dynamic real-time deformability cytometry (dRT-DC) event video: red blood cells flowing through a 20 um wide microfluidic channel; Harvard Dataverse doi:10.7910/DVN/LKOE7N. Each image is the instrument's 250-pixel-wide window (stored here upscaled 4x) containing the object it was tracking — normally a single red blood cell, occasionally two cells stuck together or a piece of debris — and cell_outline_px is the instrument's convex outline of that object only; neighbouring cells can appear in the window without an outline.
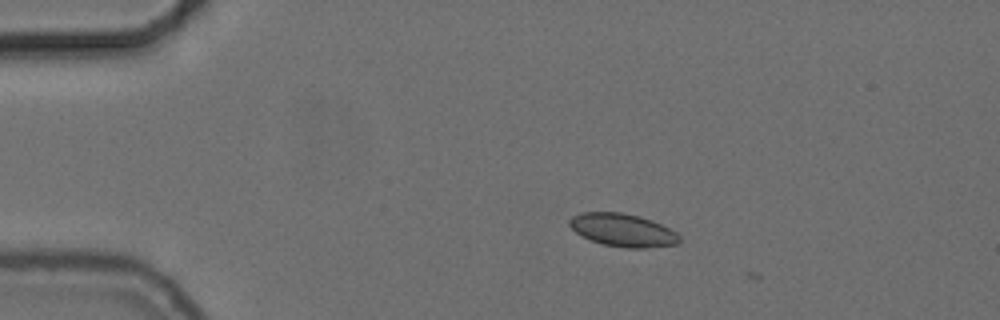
{"species": "common noctule bat (a hibernating species)", "species_latin": "Nyctalus noctula", "temperature_condition": "cold", "stored_images_in_passage": 4, "camera_frame_rate_fps": 3000, "um_per_image_px": 0.085, "animal": {"sex": "female", "body_mass_g": 24.6, "forearm_length_mm": 56.2}, "frame": {"image": 1, "passage_image": 2, "time_ms": 0.333, "image_size_px": [1000, 320], "cell_outline_px": [[680, 244], [644, 248], [624, 248], [604, 244], [592, 240], [576, 232], [568, 224], [568, 220], [572, 216], [580, 212], [620, 212], [640, 216], [652, 220], [676, 232], [680, 236]], "centroid_in_image_um": [52.95, 19.55], "position_along_channel_um": 32.1, "area_um2": 21.1}}